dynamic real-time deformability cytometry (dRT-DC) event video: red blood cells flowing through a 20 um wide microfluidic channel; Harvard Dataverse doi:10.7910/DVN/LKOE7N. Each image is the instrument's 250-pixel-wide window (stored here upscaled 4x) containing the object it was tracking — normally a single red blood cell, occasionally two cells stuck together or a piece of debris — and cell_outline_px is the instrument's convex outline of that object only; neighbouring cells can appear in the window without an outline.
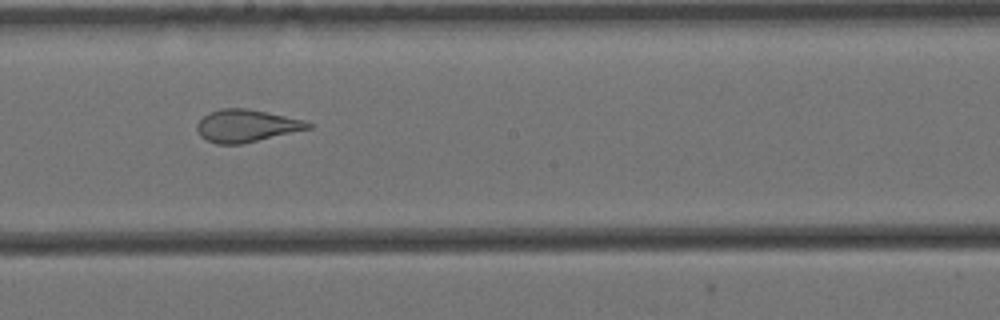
{"species": "Egyptian fruit bat (a non-hibernating species)", "species_latin": "Rousettus aegyptiacus", "temperature_condition": "cold", "stored_images_in_passage": 8, "camera_frame_rate_fps": 3000, "um_per_image_px": 0.085, "animal": {"sex": "female"}, "frame": {"image": 1, "passage_image": 5, "time_ms": 1.333, "image_size_px": [1000, 320], "cell_outline_px": [[312, 128], [240, 144], [216, 144], [200, 136], [196, 128], [196, 124], [208, 112], [220, 108], [248, 108], [304, 120], [312, 124]], "centroid_in_image_um": [20.92, 10.68], "position_along_channel_um": 227.3, "area_um2": 20.92}}
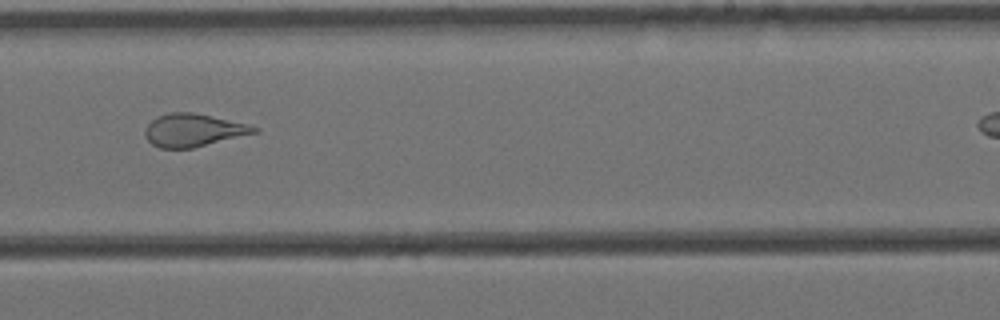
{"frame": {"image": 2, "passage_image": 6, "time_ms": 1.667, "image_size_px": [1000, 320], "cell_outline_px": [[260, 132], [192, 148], [160, 148], [152, 144], [144, 136], [144, 132], [148, 124], [156, 116], [168, 112], [192, 112], [248, 124], [260, 128]], "centroid_in_image_um": [16.43, 11.06], "position_along_channel_um": 272.6, "area_um2": 20.92}}
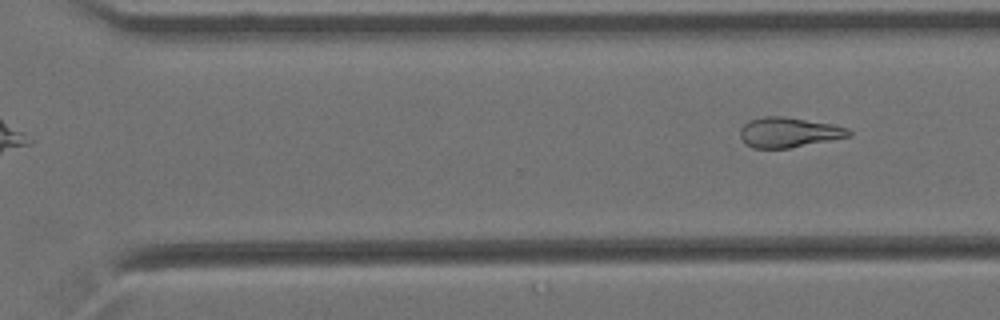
{"frame": {"image": 3, "passage_image": 8, "time_ms": 2.333, "image_size_px": [1000, 320], "cell_outline_px": [[852, 136], [788, 148], [752, 148], [744, 144], [740, 136], [740, 128], [748, 120], [764, 116], [784, 116], [832, 124], [848, 128], [852, 132]], "centroid_in_image_um": [67.02, 11.25], "position_along_channel_um": 303.6, "area_um2": 19.13}}